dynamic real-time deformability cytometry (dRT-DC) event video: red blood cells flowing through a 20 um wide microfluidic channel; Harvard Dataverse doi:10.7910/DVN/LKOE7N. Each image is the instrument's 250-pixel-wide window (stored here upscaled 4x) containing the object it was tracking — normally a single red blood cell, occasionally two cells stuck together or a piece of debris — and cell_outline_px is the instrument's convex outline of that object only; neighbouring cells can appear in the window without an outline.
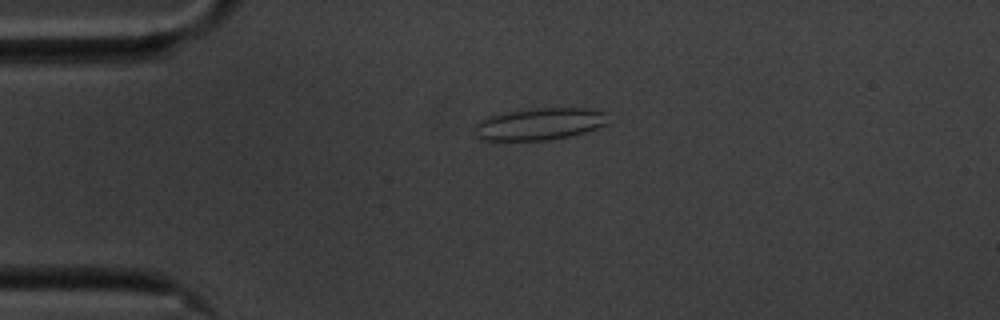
{"species": "common noctule bat (a hibernating species)", "species_latin": "Nyctalus noctula", "temperature_condition": "cold", "stored_images_in_passage": 45, "camera_frame_rate_fps": 3000, "um_per_image_px": 0.085, "animal": {"sex": "male", "body_mass_g": 20.1, "forearm_length_mm": 53.5}, "frame": {"image": 1, "passage_image": 1, "time_ms": 0.0, "image_size_px": [1000, 320], "cell_outline_px": [[608, 124], [584, 132], [568, 136], [548, 140], [480, 140], [476, 136], [472, 128], [480, 120], [488, 116], [536, 108], [588, 108], [608, 112]], "centroid_in_image_um": [45.87, 10.54], "position_along_channel_um": 39.1, "area_um2": 24.91}}
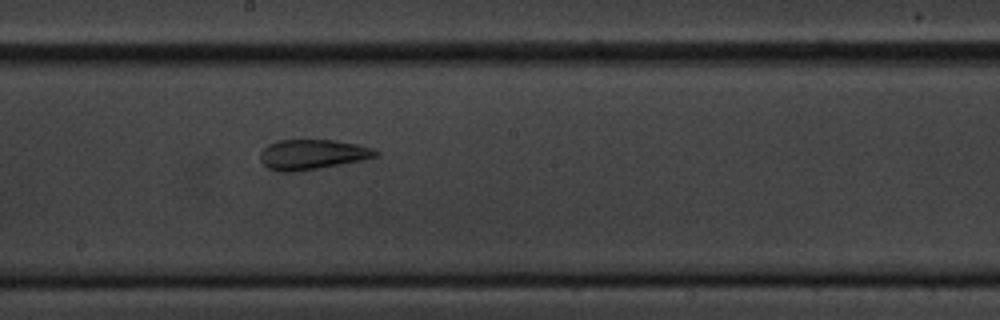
{"frame": {"image": 2, "passage_image": 19, "time_ms": 6.0, "image_size_px": [1000, 320], "cell_outline_px": [[380, 156], [364, 160], [292, 172], [280, 172], [268, 168], [260, 160], [260, 152], [268, 144], [276, 140], [336, 140], [356, 144], [372, 148], [380, 152]], "centroid_in_image_um": [26.56, 13.12], "position_along_channel_um": 221.6, "area_um2": 20.23}}
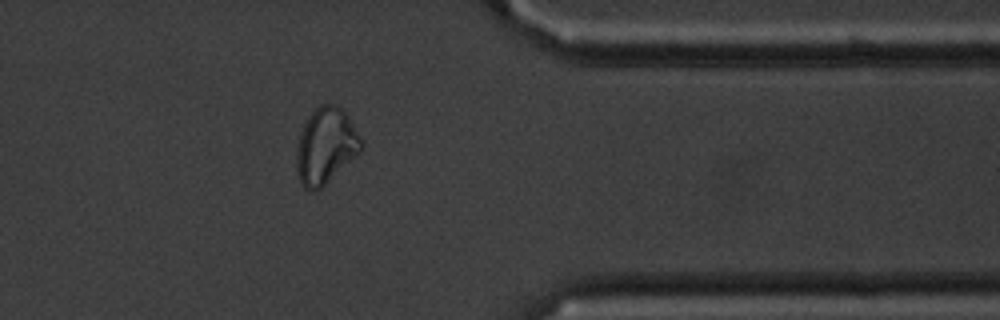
{"frame": {"image": 3, "passage_image": 34, "time_ms": 11.0, "image_size_px": [1000, 320], "cell_outline_px": [[364, 148], [360, 152], [316, 192], [312, 192], [304, 188], [300, 180], [296, 168], [296, 152], [300, 132], [308, 116], [320, 104], [336, 104], [348, 116], [364, 144]], "centroid_in_image_um": [27.68, 12.41], "position_along_channel_um": 383.7, "area_um2": 28.5}, "authors_computed_cell_mechanics": {"area_um2": 21.2126, "velocity_mm_per_s": 3.5034, "shape_relaxation_time_tau1_ms": null, "shape_relaxation_time_tau2_ms": 2.3985, "deformation_change_tau1": null, "deformation_change_tau2": 0.1012}}